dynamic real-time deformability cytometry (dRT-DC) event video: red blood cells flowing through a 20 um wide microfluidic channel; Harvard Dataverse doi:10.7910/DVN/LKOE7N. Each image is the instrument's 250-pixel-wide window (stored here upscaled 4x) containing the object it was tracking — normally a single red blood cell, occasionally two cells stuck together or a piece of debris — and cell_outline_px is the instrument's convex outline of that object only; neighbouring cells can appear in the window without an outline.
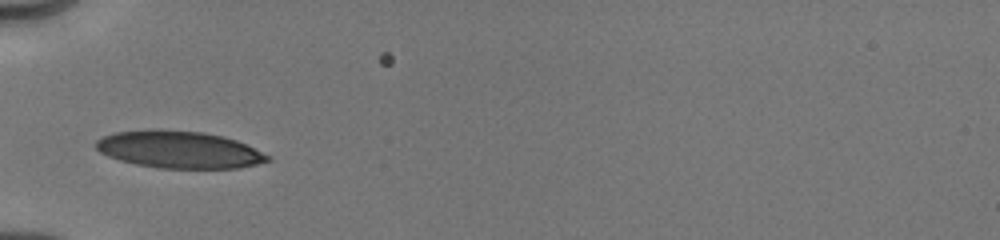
{"species": "human", "species_latin": "Homo sapiens", "temperature_condition": "cold", "stored_images_in_passage": 20, "camera_frame_rate_fps": 3000, "um_per_image_px": 0.085, "donor": {"sex": "male"}, "frame": {"image": 1, "passage_image": 1, "time_ms": 0.0, "image_size_px": [1000, 240], "cell_outline_px": [[272, 160], [240, 168], [160, 168], [136, 164], [120, 160], [108, 156], [100, 152], [92, 144], [96, 140], [104, 136], [116, 132], [152, 128], [156, 128], [204, 132], [224, 136], [236, 140], [272, 156]], "centroid_in_image_um": [15.22, 12.7], "position_along_channel_um": 69.8, "area_um2": 37.57}}
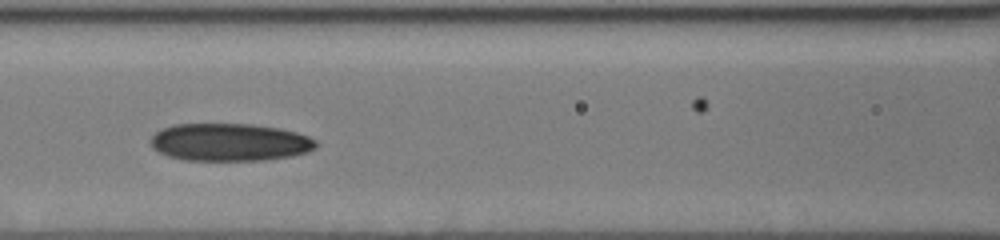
{"frame": {"image": 2, "passage_image": 13, "time_ms": 2.0, "image_size_px": [1000, 240], "cell_outline_px": [[320, 144], [316, 148], [308, 152], [292, 156], [264, 160], [184, 160], [168, 156], [152, 148], [152, 136], [160, 128], [172, 124], [252, 124], [280, 128], [296, 132], [308, 136], [316, 140]], "centroid_in_image_um": [19.55, 12.08], "position_along_channel_um": 147.0, "area_um2": 36.53}}
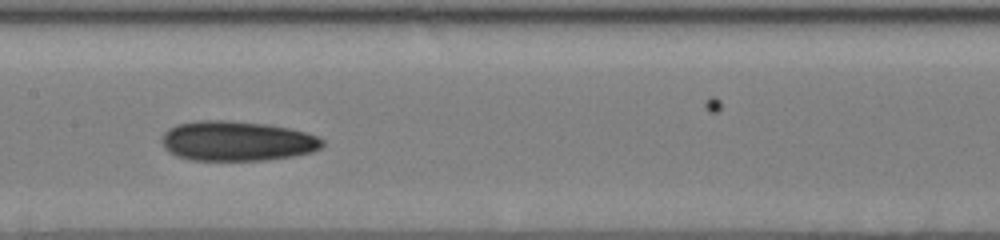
{"frame": {"image": 3, "passage_image": 19, "time_ms": 3.0, "image_size_px": [1000, 240], "cell_outline_px": [[324, 144], [320, 148], [312, 152], [292, 156], [264, 160], [192, 160], [176, 156], [168, 152], [164, 148], [160, 140], [160, 136], [168, 128], [176, 124], [196, 120], [228, 120], [264, 124], [288, 128], [304, 132], [316, 136], [324, 140]], "centroid_in_image_um": [20.07, 11.98], "position_along_channel_um": 187.3, "area_um2": 37.51}}